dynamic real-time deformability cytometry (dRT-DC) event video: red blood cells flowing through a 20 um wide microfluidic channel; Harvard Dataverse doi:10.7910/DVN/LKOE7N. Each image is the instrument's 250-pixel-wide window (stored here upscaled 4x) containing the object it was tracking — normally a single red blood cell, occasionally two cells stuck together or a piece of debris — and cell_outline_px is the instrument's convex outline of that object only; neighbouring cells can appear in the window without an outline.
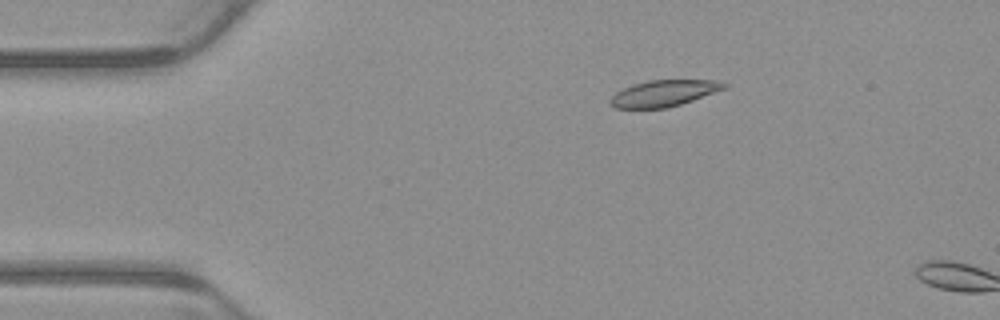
{"species": "common noctule bat (a hibernating species)", "species_latin": "Nyctalus noctula", "temperature_condition": "warm", "stored_images_in_passage": 4, "camera_frame_rate_fps": 3000, "um_per_image_px": 0.085, "animal": {"sex": "male", "body_mass_g": 23.1, "forearm_length_mm": 52.7}, "frame": {"image": 1, "passage_image": 3, "time_ms": 0.667, "image_size_px": [1000, 320], "cell_outline_px": [[728, 88], [680, 104], [664, 108], [616, 108], [608, 104], [608, 100], [616, 92], [632, 84], [648, 80], [720, 80], [728, 84]], "centroid_in_image_um": [56.43, 7.92], "position_along_channel_um": 28.6, "area_um2": 17.57}}